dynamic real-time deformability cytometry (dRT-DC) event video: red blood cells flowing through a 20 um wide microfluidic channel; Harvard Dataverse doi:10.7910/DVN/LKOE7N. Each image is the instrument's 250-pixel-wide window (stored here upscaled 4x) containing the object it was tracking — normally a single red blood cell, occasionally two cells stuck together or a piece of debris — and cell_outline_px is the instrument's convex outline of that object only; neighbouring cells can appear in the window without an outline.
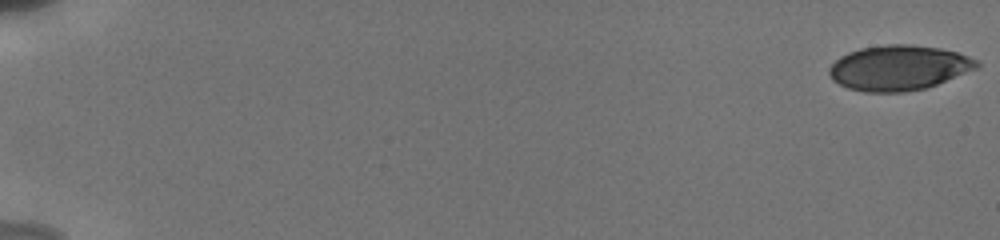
{"species": "human", "species_latin": "Homo sapiens", "temperature_condition": "cold", "stored_images_in_passage": 23, "camera_frame_rate_fps": 3000, "um_per_image_px": 0.085, "donor": {"sex": "male"}, "frame": {"image": 1, "passage_image": 1, "time_ms": 0.0, "image_size_px": [1000, 240], "cell_outline_px": [[980, 64], [976, 68], [936, 84], [924, 88], [904, 92], [864, 92], [848, 88], [832, 80], [828, 72], [828, 68], [840, 56], [848, 52], [860, 48], [888, 44], [908, 44], [940, 48], [956, 52], [980, 60]], "centroid_in_image_um": [76.36, 5.75], "position_along_channel_um": 8.6, "area_um2": 38.61}}
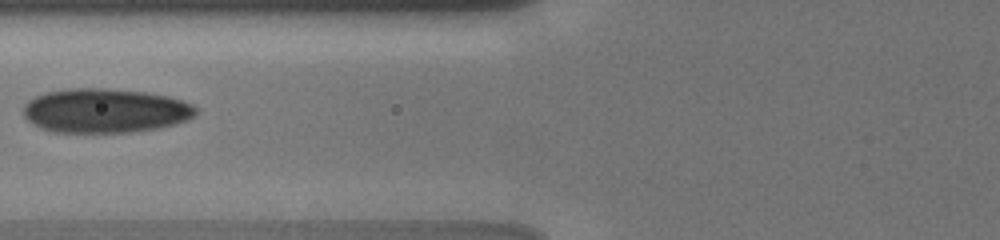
{"frame": {"image": 2, "passage_image": 17, "time_ms": 8.0, "image_size_px": [1000, 240], "cell_outline_px": [[196, 116], [188, 120], [176, 124], [160, 128], [132, 132], [52, 132], [32, 124], [24, 116], [24, 104], [28, 100], [36, 96], [48, 92], [68, 88], [104, 88], [144, 92], [168, 96], [192, 104], [196, 108]], "centroid_in_image_um": [8.95, 9.41], "position_along_channel_um": 116.9, "area_um2": 44.62}}
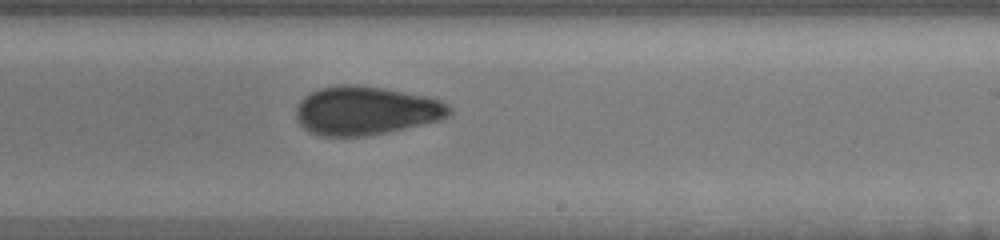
{"frame": {"image": 3, "passage_image": 23, "time_ms": 11.667, "image_size_px": [1000, 240], "cell_outline_px": [[452, 112], [448, 116], [440, 120], [388, 132], [364, 136], [320, 136], [308, 132], [300, 124], [296, 116], [296, 108], [300, 100], [304, 96], [320, 88], [340, 84], [356, 84], [384, 88], [424, 96], [440, 100], [448, 104], [452, 108]], "centroid_in_image_um": [31.08, 9.4], "position_along_channel_um": 257.9, "area_um2": 43.52}}